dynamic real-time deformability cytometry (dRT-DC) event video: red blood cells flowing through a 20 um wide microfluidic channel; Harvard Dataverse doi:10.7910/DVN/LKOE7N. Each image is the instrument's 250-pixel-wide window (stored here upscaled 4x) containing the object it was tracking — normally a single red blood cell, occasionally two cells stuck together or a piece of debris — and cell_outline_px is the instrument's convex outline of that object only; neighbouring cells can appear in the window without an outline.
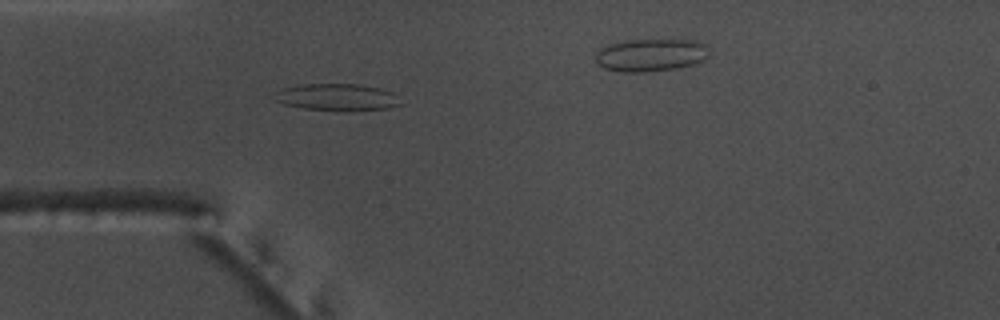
{"species": "common noctule bat (a hibernating species)", "species_latin": "Nyctalus noctula", "temperature_condition": "warm", "stored_images_in_passage": 44, "camera_frame_rate_fps": 3000, "um_per_image_px": 0.085, "animal": {"sex": "male", "body_mass_g": 17.5, "forearm_length_mm": 52.3}, "frame": {"image": 1, "passage_image": 16, "time_ms": 5.0, "image_size_px": [1000, 320], "cell_outline_px": [[404, 104], [388, 108], [304, 108], [284, 104], [272, 100], [268, 96], [280, 88], [304, 84], [360, 84], [380, 88], [392, 92]], "centroid_in_image_um": [28.54, 8.2], "position_along_channel_um": 56.5, "area_um2": 19.19}}
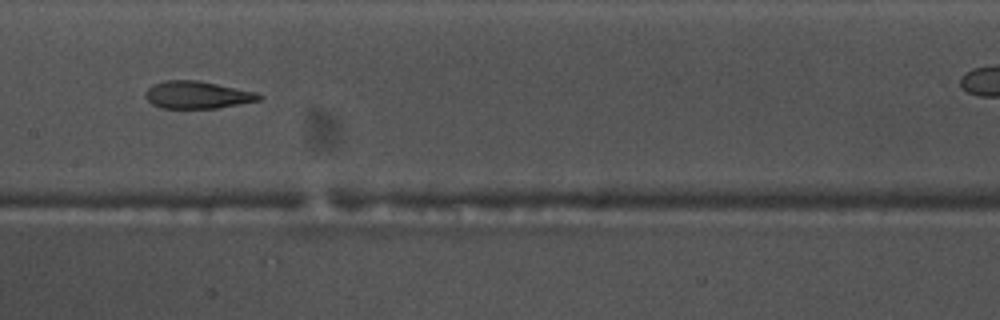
{"frame": {"image": 2, "passage_image": 27, "time_ms": 8.667, "image_size_px": [1000, 320], "cell_outline_px": [[264, 96], [260, 100], [240, 104], [216, 108], [160, 108], [152, 104], [144, 96], [144, 92], [152, 84], [164, 80], [200, 80], [256, 92]], "centroid_in_image_um": [16.75, 8.06], "position_along_channel_um": 190.7, "area_um2": 18.32}}
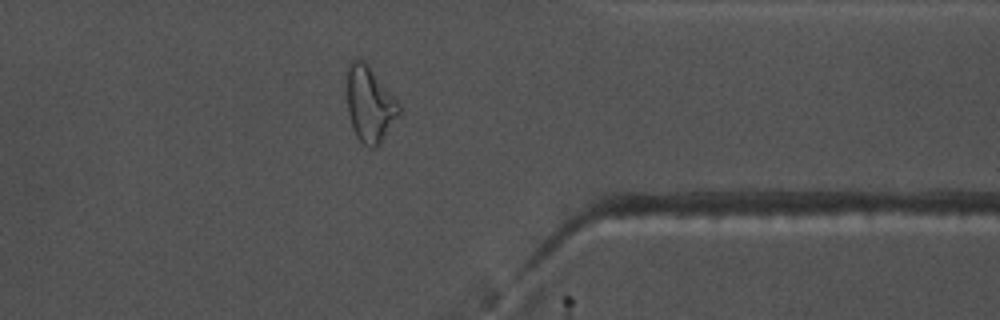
{"frame": {"image": 3, "passage_image": 43, "time_ms": 14.0, "image_size_px": [1000, 320], "cell_outline_px": [[400, 112], [380, 144], [376, 148], [368, 148], [356, 136], [352, 128], [348, 112], [348, 64], [352, 60], [364, 60], [368, 64], [400, 104]], "centroid_in_image_um": [31.43, 8.88], "position_along_channel_um": 380.0, "area_um2": 22.66}}